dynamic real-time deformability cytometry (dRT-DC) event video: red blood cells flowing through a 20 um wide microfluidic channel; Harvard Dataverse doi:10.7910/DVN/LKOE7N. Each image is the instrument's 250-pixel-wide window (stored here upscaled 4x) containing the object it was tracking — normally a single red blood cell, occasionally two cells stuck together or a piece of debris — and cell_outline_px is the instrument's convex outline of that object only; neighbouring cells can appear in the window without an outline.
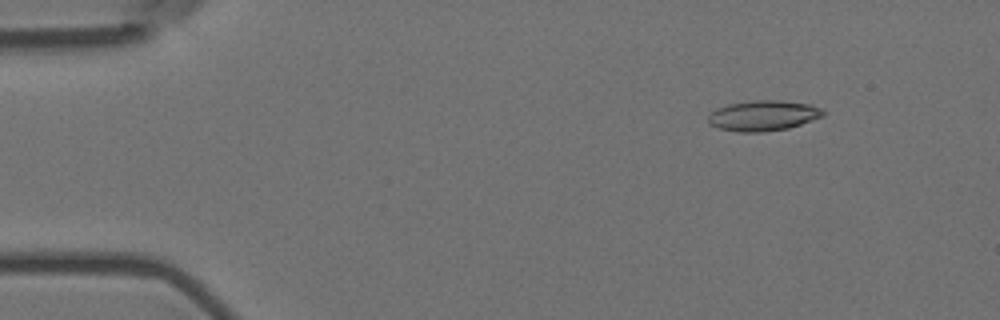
{"species": "Egyptian fruit bat (a non-hibernating species)", "species_latin": "Rousettus aegyptiacus", "temperature_condition": "room temperature", "stored_images_in_passage": 4, "camera_frame_rate_fps": 3000, "um_per_image_px": 0.085, "animal": {"sex": "female"}, "frame": {"image": 1, "passage_image": 1, "time_ms": 0.0, "image_size_px": [1000, 320], "cell_outline_px": [[824, 116], [788, 128], [764, 132], [736, 132], [716, 128], [708, 124], [708, 116], [716, 108], [728, 104], [752, 100], [780, 100], [812, 104], [820, 108], [824, 112]], "centroid_in_image_um": [64.84, 9.83], "position_along_channel_um": 20.2, "area_um2": 20.58}}
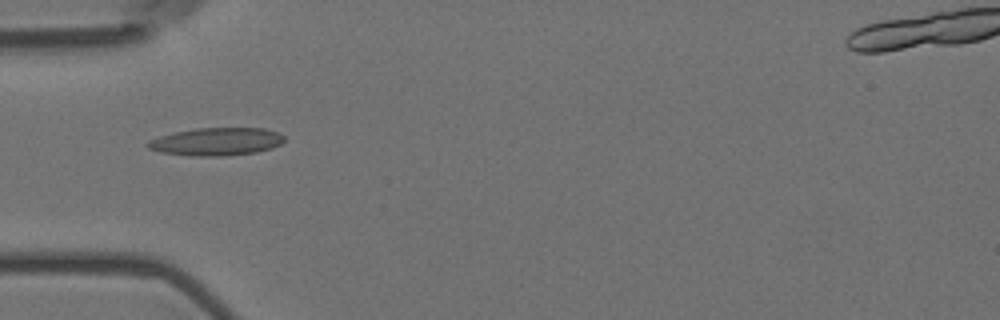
{"frame": {"image": 2, "passage_image": 4, "time_ms": 1.0, "image_size_px": [1000, 320], "cell_outline_px": [[284, 140], [280, 144], [272, 148], [256, 152], [224, 156], [192, 156], [160, 152], [148, 148], [144, 144], [148, 140], [160, 136], [176, 132], [196, 128], [264, 128], [276, 132], [284, 136]], "centroid_in_image_um": [18.37, 12.04], "position_along_channel_um": 66.6, "area_um2": 22.14}}